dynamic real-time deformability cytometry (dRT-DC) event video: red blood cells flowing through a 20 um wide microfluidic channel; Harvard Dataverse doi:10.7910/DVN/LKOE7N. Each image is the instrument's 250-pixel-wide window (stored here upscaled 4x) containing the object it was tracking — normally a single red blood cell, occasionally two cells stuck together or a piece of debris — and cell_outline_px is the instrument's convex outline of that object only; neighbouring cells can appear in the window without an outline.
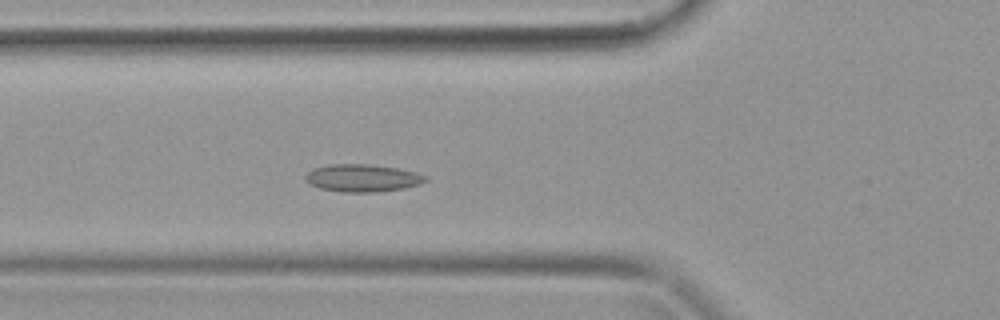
{"species": "common noctule bat (a hibernating species)", "species_latin": "Nyctalus noctula", "temperature_condition": "warm", "stored_images_in_passage": 31, "camera_frame_rate_fps": 3000, "um_per_image_px": 0.085, "animal": {"sex": "female", "body_mass_g": 19.9}, "frame": {"image": 1, "passage_image": 6, "time_ms": 1.667, "image_size_px": [1000, 320], "cell_outline_px": [[428, 180], [420, 184], [404, 188], [372, 192], [340, 192], [320, 188], [308, 184], [304, 176], [312, 168], [328, 164], [368, 164], [396, 168], [416, 172], [428, 176]], "centroid_in_image_um": [30.79, 15.13], "position_along_channel_um": 95.0, "area_um2": 19.36}}
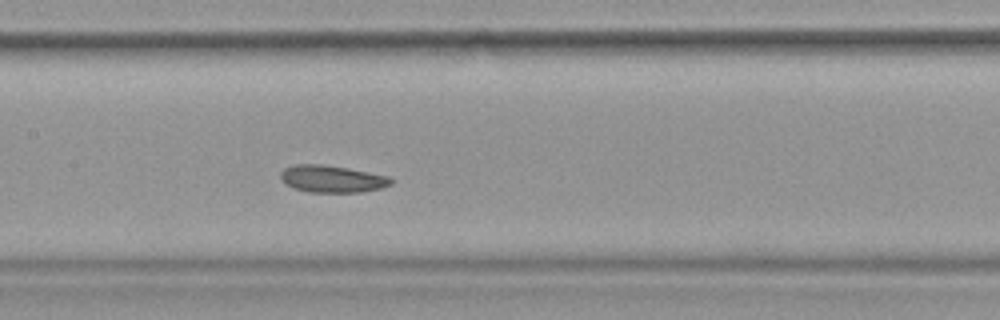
{"frame": {"image": 2, "passage_image": 11, "time_ms": 3.333, "image_size_px": [1000, 320], "cell_outline_px": [[392, 184], [384, 188], [360, 192], [308, 192], [292, 188], [284, 184], [280, 180], [280, 172], [284, 168], [296, 164], [320, 164], [348, 168], [388, 176], [392, 180]], "centroid_in_image_um": [28.19, 15.21], "position_along_channel_um": 179.2, "area_um2": 17.63}}
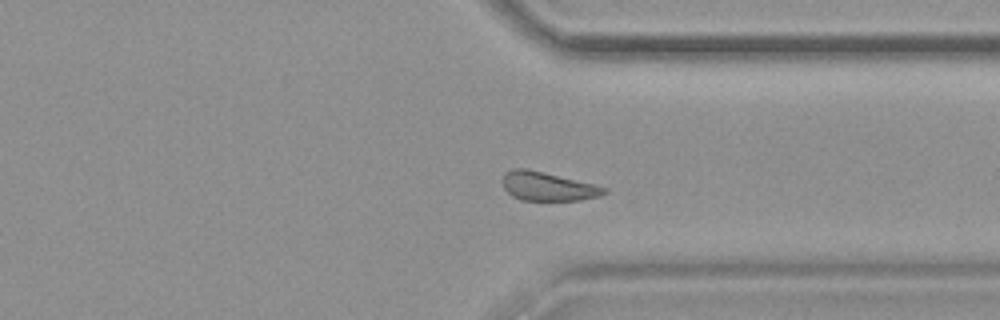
{"frame": {"image": 3, "passage_image": 22, "time_ms": 7.0, "image_size_px": [1000, 320], "cell_outline_px": [[608, 192], [600, 196], [580, 200], [520, 200], [512, 196], [504, 188], [504, 172], [512, 168], [528, 168], [596, 184], [608, 188]], "centroid_in_image_um": [46.59, 15.83], "position_along_channel_um": 364.8, "area_um2": 17.22}}